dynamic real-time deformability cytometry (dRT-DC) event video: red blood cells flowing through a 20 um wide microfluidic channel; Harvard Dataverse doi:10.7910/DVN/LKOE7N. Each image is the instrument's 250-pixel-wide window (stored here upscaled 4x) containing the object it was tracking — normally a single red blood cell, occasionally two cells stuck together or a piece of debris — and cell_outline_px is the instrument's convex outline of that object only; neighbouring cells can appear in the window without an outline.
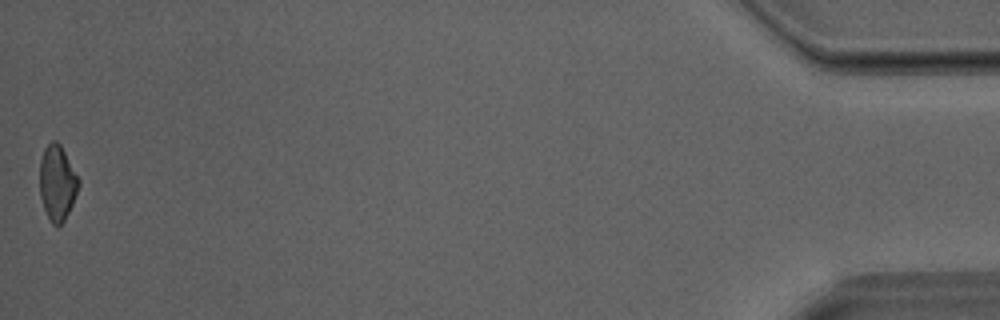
{"species": "Egyptian fruit bat (a non-hibernating species)", "species_latin": "Rousettus aegyptiacus", "temperature_condition": "room temperature", "stored_images_in_passage": 29, "camera_frame_rate_fps": 3000, "um_per_image_px": 0.085, "animal": {"sex": "male"}, "frame": {"image": 1, "passage_image": 29, "time_ms": 9.333, "image_size_px": [1000, 320], "cell_outline_px": [[80, 184], [72, 204], [64, 220], [60, 224], [52, 224], [44, 208], [40, 196], [40, 160], [44, 148], [52, 140], [56, 140], [60, 144], [80, 180]], "centroid_in_image_um": [4.86, 15.51], "position_along_channel_um": 430.3, "area_um2": 16.82}}